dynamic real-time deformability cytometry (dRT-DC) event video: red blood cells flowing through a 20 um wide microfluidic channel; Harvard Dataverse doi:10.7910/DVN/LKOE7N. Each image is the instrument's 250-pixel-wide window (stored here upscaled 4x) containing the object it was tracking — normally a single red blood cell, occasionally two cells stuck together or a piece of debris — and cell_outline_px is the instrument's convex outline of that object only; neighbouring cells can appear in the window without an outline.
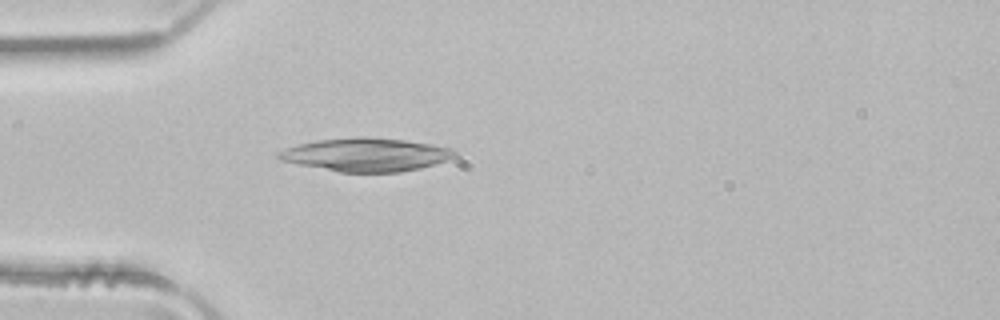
{"species": "common noctule bat (a hibernating species)", "species_latin": "Nyctalus noctula", "temperature_condition": "room temperature", "stored_images_in_passage": 2, "camera_frame_rate_fps": 3000, "um_per_image_px": 0.085, "animal": {"sex": "male", "body_mass_g": 21.5, "forearm_length_mm": 52.0}, "frame": {"image": 1, "passage_image": 2, "time_ms": 0.333, "image_size_px": [1000, 320], "cell_outline_px": [[456, 156], [420, 168], [400, 172], [340, 172], [280, 160], [276, 156], [276, 152], [296, 144], [316, 140], [356, 136], [368, 136], [404, 140], [432, 144], [452, 148], [456, 152]], "centroid_in_image_um": [31.08, 13.13], "position_along_channel_um": 53.9, "area_um2": 34.16}}